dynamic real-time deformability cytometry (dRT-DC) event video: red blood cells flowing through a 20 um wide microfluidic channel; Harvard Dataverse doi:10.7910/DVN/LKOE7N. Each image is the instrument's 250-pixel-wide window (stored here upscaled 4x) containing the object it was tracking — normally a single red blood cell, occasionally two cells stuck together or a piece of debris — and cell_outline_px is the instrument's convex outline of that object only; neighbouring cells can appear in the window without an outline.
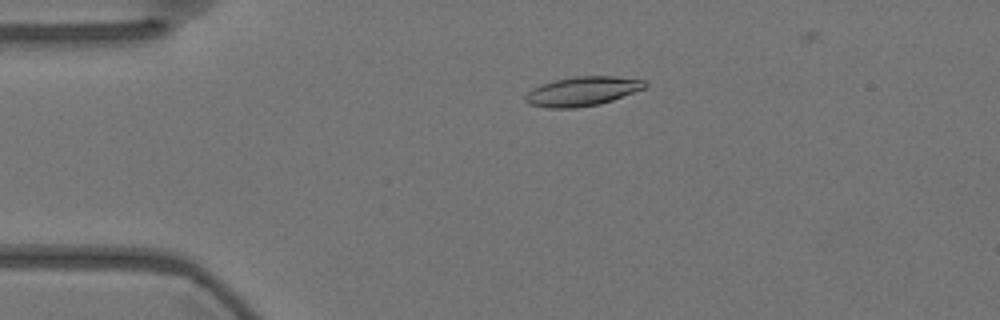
{"species": "Egyptian fruit bat (a non-hibernating species)", "species_latin": "Rousettus aegyptiacus", "temperature_condition": "warm", "stored_images_in_passage": 46, "camera_frame_rate_fps": 3000, "um_per_image_px": 0.085, "animal": {"sex": "female"}, "frame": {"image": 1, "passage_image": 2, "time_ms": 0.333, "image_size_px": [1000, 320], "cell_outline_px": [[648, 84], [644, 88], [612, 100], [600, 104], [576, 108], [548, 108], [528, 104], [524, 100], [524, 96], [532, 88], [540, 84], [556, 80], [576, 76], [616, 76], [644, 80]], "centroid_in_image_um": [49.47, 7.76], "position_along_channel_um": 35.5, "area_um2": 20.4}}
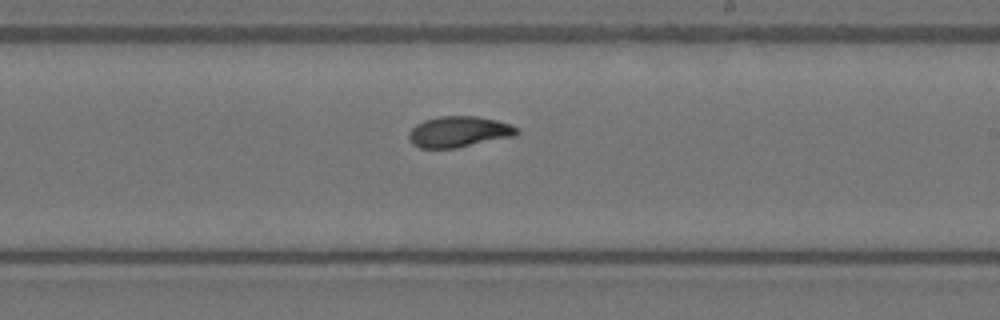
{"frame": {"image": 2, "passage_image": 23, "time_ms": 7.333, "image_size_px": [1000, 320], "cell_outline_px": [[520, 132], [516, 136], [456, 148], [420, 148], [412, 144], [408, 136], [408, 132], [416, 124], [424, 120], [436, 116], [476, 116], [496, 120], [512, 124], [520, 128]], "centroid_in_image_um": [39.03, 11.19], "position_along_channel_um": 250.0, "area_um2": 19.77}}
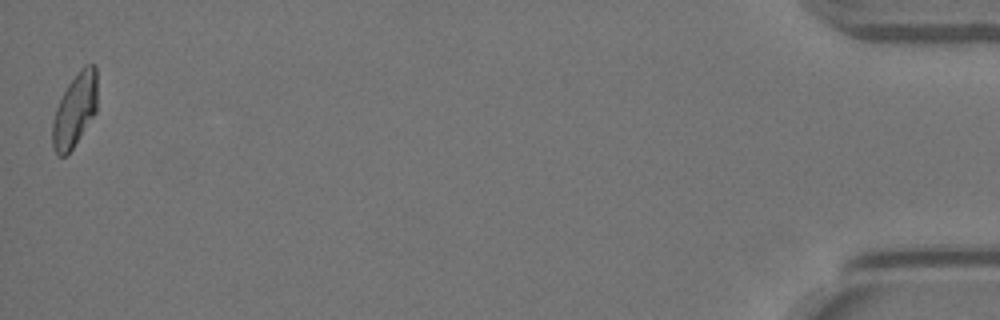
{"frame": {"image": 3, "passage_image": 46, "time_ms": 15.0, "image_size_px": [1000, 320], "cell_outline_px": [[96, 112], [72, 148], [64, 156], [56, 156], [52, 148], [52, 120], [56, 108], [68, 84], [80, 68], [84, 64], [96, 64]], "centroid_in_image_um": [6.34, 9.35], "position_along_channel_um": 428.9, "area_um2": 19.07}, "authors_computed_cell_mechanics": {"area_um2": 19.5364, "velocity_mm_per_s": 3.5775, "shape_relaxation_time_tau1_ms": 3.3235, "shape_relaxation_time_tau2_ms": 2.6366, "deformation_change_tau1": 0.1544, "deformation_change_tau2": 0.0727}}